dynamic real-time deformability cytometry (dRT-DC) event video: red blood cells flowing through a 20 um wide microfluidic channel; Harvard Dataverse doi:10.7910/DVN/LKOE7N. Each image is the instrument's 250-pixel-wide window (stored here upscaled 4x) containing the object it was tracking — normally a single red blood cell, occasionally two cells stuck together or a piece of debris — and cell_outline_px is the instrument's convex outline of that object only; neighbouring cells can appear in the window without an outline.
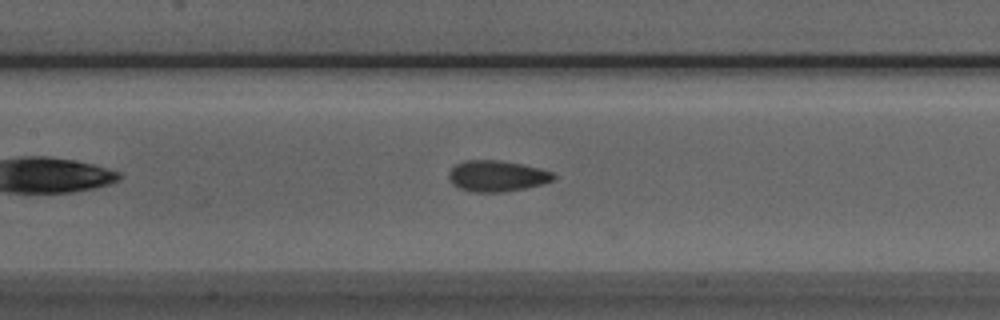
{"species": "Egyptian fruit bat (a non-hibernating species)", "species_latin": "Rousettus aegyptiacus", "temperature_condition": "room temperature", "stored_images_in_passage": 26, "camera_frame_rate_fps": 3000, "um_per_image_px": 0.085, "animal": {"sex": "male"}, "frame": {"image": 1, "passage_image": 13, "time_ms": 4.0, "image_size_px": [1000, 320], "cell_outline_px": [[556, 176], [552, 180], [544, 184], [524, 188], [500, 192], [472, 192], [460, 188], [452, 184], [448, 176], [448, 172], [456, 164], [464, 160], [500, 160], [540, 168], [552, 172]], "centroid_in_image_um": [42.22, 14.96], "position_along_channel_um": 165.2, "area_um2": 18.9}}
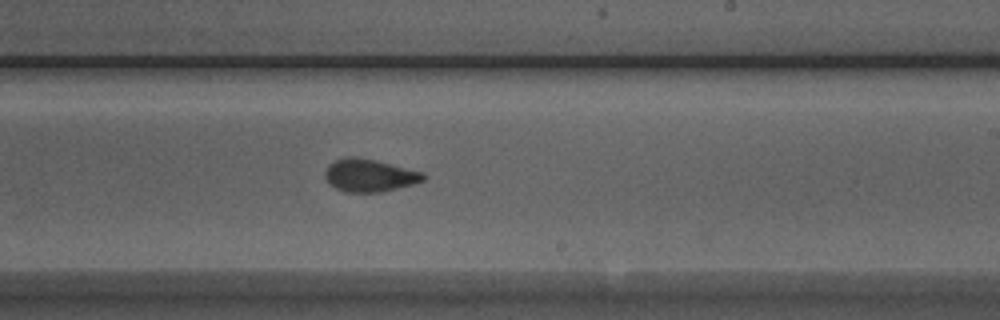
{"frame": {"image": 2, "passage_image": 20, "time_ms": 6.333, "image_size_px": [1000, 320], "cell_outline_px": [[424, 180], [412, 184], [380, 192], [344, 192], [328, 184], [324, 176], [324, 172], [328, 164], [336, 160], [348, 156], [356, 156], [376, 160], [424, 172]], "centroid_in_image_um": [31.35, 14.9], "position_along_channel_um": 257.6, "area_um2": 18.79}}
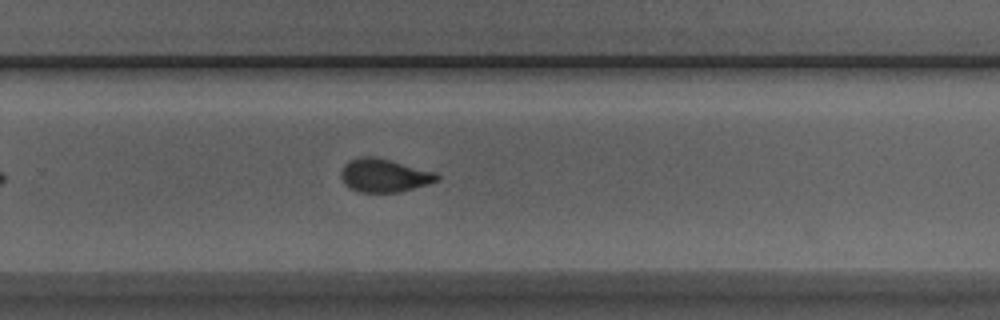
{"frame": {"image": 3, "passage_image": 23, "time_ms": 7.333, "image_size_px": [1000, 320], "cell_outline_px": [[440, 180], [428, 184], [400, 192], [360, 192], [344, 184], [340, 176], [340, 172], [344, 164], [360, 156], [376, 156], [436, 172], [440, 176]], "centroid_in_image_um": [32.67, 14.9], "position_along_channel_um": 297.1, "area_um2": 18.73}}